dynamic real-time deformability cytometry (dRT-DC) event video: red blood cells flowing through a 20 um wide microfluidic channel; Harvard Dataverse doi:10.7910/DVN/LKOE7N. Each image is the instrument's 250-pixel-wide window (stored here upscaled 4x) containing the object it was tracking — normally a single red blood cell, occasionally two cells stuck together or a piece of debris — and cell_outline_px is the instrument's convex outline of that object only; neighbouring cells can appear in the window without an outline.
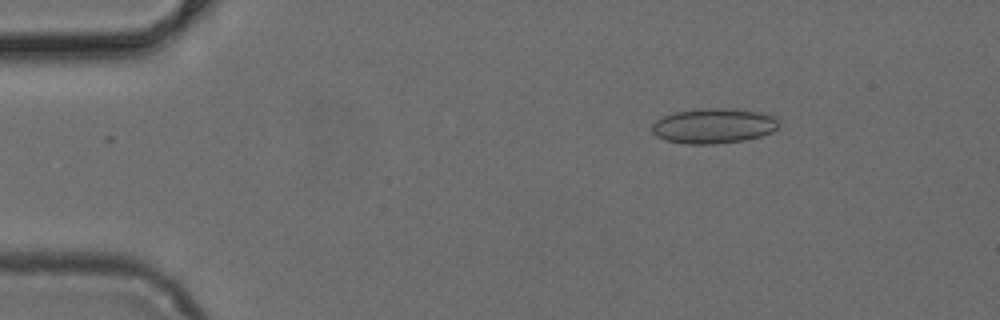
{"species": "common noctule bat (a hibernating species)", "species_latin": "Nyctalus noctula", "temperature_condition": "cold", "stored_images_in_passage": 16, "camera_frame_rate_fps": 3000, "um_per_image_px": 0.085, "animal": {"sex": "female", "body_mass_g": 24.6, "forearm_length_mm": 56.2}, "frame": {"image": 1, "passage_image": 7, "time_ms": 2.0, "image_size_px": [1000, 320], "cell_outline_px": [[780, 124], [772, 132], [760, 136], [744, 140], [716, 144], [684, 144], [664, 140], [656, 136], [652, 132], [652, 124], [656, 120], [664, 116], [676, 112], [712, 108], [716, 108], [760, 112], [776, 116], [780, 120]], "centroid_in_image_um": [60.67, 10.72], "position_along_channel_um": 24.3, "area_um2": 25.84}}
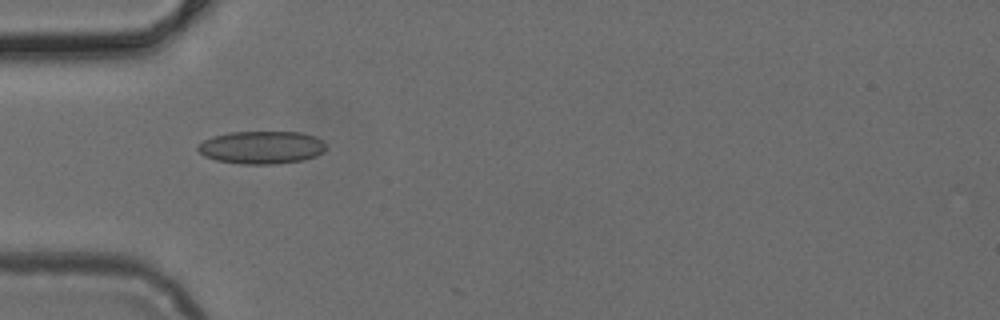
{"frame": {"image": 2, "passage_image": 15, "time_ms": 4.667, "image_size_px": [1000, 320], "cell_outline_px": [[324, 152], [316, 156], [304, 160], [280, 164], [240, 164], [216, 160], [204, 156], [196, 148], [204, 140], [212, 136], [228, 132], [300, 132], [316, 136], [324, 144]], "centroid_in_image_um": [22.23, 12.53], "position_along_channel_um": 62.8, "area_um2": 24.62}}